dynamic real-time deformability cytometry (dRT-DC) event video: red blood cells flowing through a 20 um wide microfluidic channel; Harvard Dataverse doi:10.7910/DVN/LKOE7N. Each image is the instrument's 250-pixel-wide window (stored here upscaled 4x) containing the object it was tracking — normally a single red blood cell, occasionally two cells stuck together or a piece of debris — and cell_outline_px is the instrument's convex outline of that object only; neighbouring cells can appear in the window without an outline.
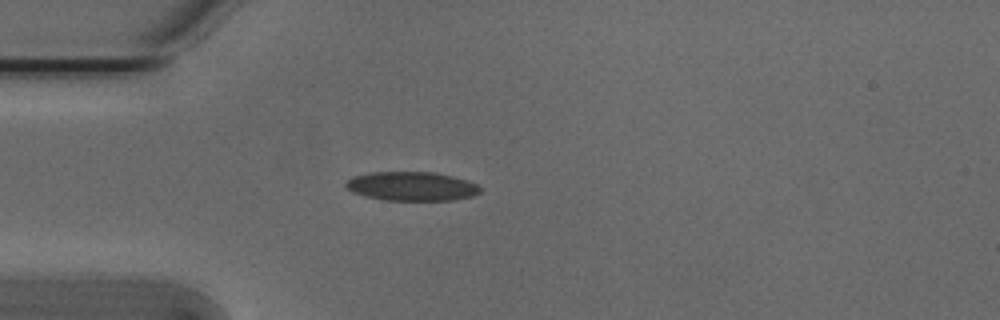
{"species": "Egyptian fruit bat (a non-hibernating species)", "species_latin": "Rousettus aegyptiacus", "temperature_condition": "cold", "stored_images_in_passage": 7, "camera_frame_rate_fps": 3000, "um_per_image_px": 0.085, "animal": {"sex": "male"}, "frame": {"image": 1, "passage_image": 4, "time_ms": 1.0, "image_size_px": [1000, 320], "cell_outline_px": [[480, 192], [472, 196], [452, 200], [384, 200], [364, 196], [352, 192], [344, 188], [344, 184], [352, 176], [372, 172], [432, 172], [452, 176], [476, 184], [480, 188]], "centroid_in_image_um": [34.92, 15.83], "position_along_channel_um": 50.1, "area_um2": 22.66}}